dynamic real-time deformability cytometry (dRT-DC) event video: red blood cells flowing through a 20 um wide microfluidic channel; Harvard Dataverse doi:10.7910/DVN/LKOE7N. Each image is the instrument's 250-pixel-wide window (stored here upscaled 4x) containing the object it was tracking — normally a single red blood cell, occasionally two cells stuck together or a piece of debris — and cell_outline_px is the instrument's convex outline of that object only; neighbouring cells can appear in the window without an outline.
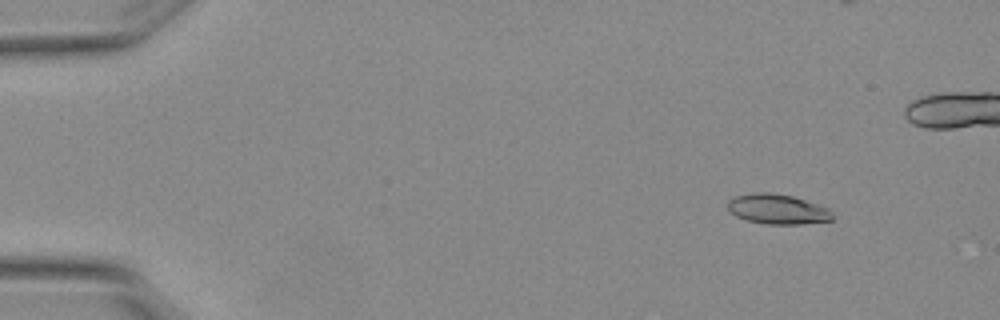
{"species": "Egyptian fruit bat (a non-hibernating species)", "species_latin": "Rousettus aegyptiacus", "temperature_condition": "warm", "stored_images_in_passage": 6, "camera_frame_rate_fps": 3000, "um_per_image_px": 0.085, "animal": {"sex": "female"}, "frame": {"image": 1, "passage_image": 2, "time_ms": 0.333, "image_size_px": [1000, 320], "cell_outline_px": [[832, 220], [804, 224], [764, 224], [748, 220], [736, 216], [728, 208], [728, 200], [736, 196], [752, 192], [768, 192], [792, 196], [828, 208], [832, 212]], "centroid_in_image_um": [66.08, 17.78], "position_along_channel_um": 18.9, "area_um2": 18.15}}